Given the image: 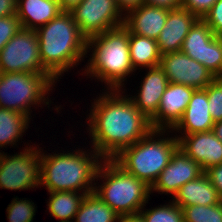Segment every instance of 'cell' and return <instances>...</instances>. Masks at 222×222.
Here are the masks:
<instances>
[{"label": "cell", "instance_id": "6da1fadb", "mask_svg": "<svg viewBox=\"0 0 222 222\" xmlns=\"http://www.w3.org/2000/svg\"><path fill=\"white\" fill-rule=\"evenodd\" d=\"M102 93L93 99L86 128L92 139L90 150L94 149L103 159H113L145 137L152 127L123 89H106Z\"/></svg>", "mask_w": 222, "mask_h": 222}, {"label": "cell", "instance_id": "7a4b0ae2", "mask_svg": "<svg viewBox=\"0 0 222 222\" xmlns=\"http://www.w3.org/2000/svg\"><path fill=\"white\" fill-rule=\"evenodd\" d=\"M43 67L57 80L87 58V38L70 11H63L36 30Z\"/></svg>", "mask_w": 222, "mask_h": 222}, {"label": "cell", "instance_id": "3957f363", "mask_svg": "<svg viewBox=\"0 0 222 222\" xmlns=\"http://www.w3.org/2000/svg\"><path fill=\"white\" fill-rule=\"evenodd\" d=\"M73 151L52 155L41 149L40 187L44 186L48 192H94L96 174L104 159L94 149Z\"/></svg>", "mask_w": 222, "mask_h": 222}, {"label": "cell", "instance_id": "277c9868", "mask_svg": "<svg viewBox=\"0 0 222 222\" xmlns=\"http://www.w3.org/2000/svg\"><path fill=\"white\" fill-rule=\"evenodd\" d=\"M86 48L92 54L83 74L104 82L107 90L123 89L127 76L136 72L130 60L129 30L124 25L88 38Z\"/></svg>", "mask_w": 222, "mask_h": 222}, {"label": "cell", "instance_id": "5b68a950", "mask_svg": "<svg viewBox=\"0 0 222 222\" xmlns=\"http://www.w3.org/2000/svg\"><path fill=\"white\" fill-rule=\"evenodd\" d=\"M168 132L170 134L171 130L152 129L132 146L124 148L113 160L127 173L152 187L179 147V140ZM165 134L168 137H164Z\"/></svg>", "mask_w": 222, "mask_h": 222}, {"label": "cell", "instance_id": "8992f818", "mask_svg": "<svg viewBox=\"0 0 222 222\" xmlns=\"http://www.w3.org/2000/svg\"><path fill=\"white\" fill-rule=\"evenodd\" d=\"M94 194L121 217L138 214L146 206L151 187L136 176L127 173L113 159H104L97 171Z\"/></svg>", "mask_w": 222, "mask_h": 222}, {"label": "cell", "instance_id": "52a82bcc", "mask_svg": "<svg viewBox=\"0 0 222 222\" xmlns=\"http://www.w3.org/2000/svg\"><path fill=\"white\" fill-rule=\"evenodd\" d=\"M54 86L45 74L0 72V107L18 111L32 119V106L48 105L49 108L51 99L47 94Z\"/></svg>", "mask_w": 222, "mask_h": 222}, {"label": "cell", "instance_id": "ba28073f", "mask_svg": "<svg viewBox=\"0 0 222 222\" xmlns=\"http://www.w3.org/2000/svg\"><path fill=\"white\" fill-rule=\"evenodd\" d=\"M40 169L41 148L39 146L29 145L23 149V152L11 156L4 151L0 152V188L11 191L38 188Z\"/></svg>", "mask_w": 222, "mask_h": 222}, {"label": "cell", "instance_id": "9c48e42d", "mask_svg": "<svg viewBox=\"0 0 222 222\" xmlns=\"http://www.w3.org/2000/svg\"><path fill=\"white\" fill-rule=\"evenodd\" d=\"M0 72L45 74L54 84L57 80L43 67L36 31L21 28L0 51ZM56 81V82H55Z\"/></svg>", "mask_w": 222, "mask_h": 222}, {"label": "cell", "instance_id": "30bf717a", "mask_svg": "<svg viewBox=\"0 0 222 222\" xmlns=\"http://www.w3.org/2000/svg\"><path fill=\"white\" fill-rule=\"evenodd\" d=\"M70 13L87 39L120 27L125 20L116 0H82Z\"/></svg>", "mask_w": 222, "mask_h": 222}, {"label": "cell", "instance_id": "8fae6325", "mask_svg": "<svg viewBox=\"0 0 222 222\" xmlns=\"http://www.w3.org/2000/svg\"><path fill=\"white\" fill-rule=\"evenodd\" d=\"M181 52L222 76V36H216L203 19H198L185 37Z\"/></svg>", "mask_w": 222, "mask_h": 222}, {"label": "cell", "instance_id": "7c38bea8", "mask_svg": "<svg viewBox=\"0 0 222 222\" xmlns=\"http://www.w3.org/2000/svg\"><path fill=\"white\" fill-rule=\"evenodd\" d=\"M159 66L169 83L205 89L216 77L202 64L178 51L161 55Z\"/></svg>", "mask_w": 222, "mask_h": 222}, {"label": "cell", "instance_id": "4fadbf2b", "mask_svg": "<svg viewBox=\"0 0 222 222\" xmlns=\"http://www.w3.org/2000/svg\"><path fill=\"white\" fill-rule=\"evenodd\" d=\"M203 173L204 171L200 165L178 147L172 154L168 165L152 185L151 193L155 191L159 194H170L171 197H174L183 185L188 181L195 180Z\"/></svg>", "mask_w": 222, "mask_h": 222}, {"label": "cell", "instance_id": "5bb4252c", "mask_svg": "<svg viewBox=\"0 0 222 222\" xmlns=\"http://www.w3.org/2000/svg\"><path fill=\"white\" fill-rule=\"evenodd\" d=\"M195 88L168 83L161 97L157 114L150 120L152 129L170 130L182 118Z\"/></svg>", "mask_w": 222, "mask_h": 222}, {"label": "cell", "instance_id": "9a60e30c", "mask_svg": "<svg viewBox=\"0 0 222 222\" xmlns=\"http://www.w3.org/2000/svg\"><path fill=\"white\" fill-rule=\"evenodd\" d=\"M175 137L179 140V148L203 171L222 164V141L212 130L179 136L176 133Z\"/></svg>", "mask_w": 222, "mask_h": 222}, {"label": "cell", "instance_id": "2e32d148", "mask_svg": "<svg viewBox=\"0 0 222 222\" xmlns=\"http://www.w3.org/2000/svg\"><path fill=\"white\" fill-rule=\"evenodd\" d=\"M137 94L130 96L136 108L149 120L158 112L161 97L168 85V79L158 65L148 68Z\"/></svg>", "mask_w": 222, "mask_h": 222}, {"label": "cell", "instance_id": "e0dca14e", "mask_svg": "<svg viewBox=\"0 0 222 222\" xmlns=\"http://www.w3.org/2000/svg\"><path fill=\"white\" fill-rule=\"evenodd\" d=\"M198 19L182 7L169 10L167 21L156 40L160 54L180 51L185 37Z\"/></svg>", "mask_w": 222, "mask_h": 222}, {"label": "cell", "instance_id": "ac0fdd59", "mask_svg": "<svg viewBox=\"0 0 222 222\" xmlns=\"http://www.w3.org/2000/svg\"><path fill=\"white\" fill-rule=\"evenodd\" d=\"M208 107L206 90L195 89L182 118L171 131L181 135L211 131L215 122Z\"/></svg>", "mask_w": 222, "mask_h": 222}, {"label": "cell", "instance_id": "d6986e66", "mask_svg": "<svg viewBox=\"0 0 222 222\" xmlns=\"http://www.w3.org/2000/svg\"><path fill=\"white\" fill-rule=\"evenodd\" d=\"M169 13V9L142 4L130 11L124 20V26L132 33L157 40Z\"/></svg>", "mask_w": 222, "mask_h": 222}, {"label": "cell", "instance_id": "ffe728a7", "mask_svg": "<svg viewBox=\"0 0 222 222\" xmlns=\"http://www.w3.org/2000/svg\"><path fill=\"white\" fill-rule=\"evenodd\" d=\"M61 12L58 0H17L16 15L23 29L36 31Z\"/></svg>", "mask_w": 222, "mask_h": 222}, {"label": "cell", "instance_id": "44dd1931", "mask_svg": "<svg viewBox=\"0 0 222 222\" xmlns=\"http://www.w3.org/2000/svg\"><path fill=\"white\" fill-rule=\"evenodd\" d=\"M172 199L181 208L191 205H216L222 202V198L205 173L195 180L188 181Z\"/></svg>", "mask_w": 222, "mask_h": 222}, {"label": "cell", "instance_id": "7402d4cb", "mask_svg": "<svg viewBox=\"0 0 222 222\" xmlns=\"http://www.w3.org/2000/svg\"><path fill=\"white\" fill-rule=\"evenodd\" d=\"M129 51L130 60L134 70L144 67L146 71L150 67L160 64L161 54L158 49L157 41L145 36L132 34L129 31Z\"/></svg>", "mask_w": 222, "mask_h": 222}, {"label": "cell", "instance_id": "603a6c76", "mask_svg": "<svg viewBox=\"0 0 222 222\" xmlns=\"http://www.w3.org/2000/svg\"><path fill=\"white\" fill-rule=\"evenodd\" d=\"M49 195V201H47L49 214L59 222H73L80 204L87 194L75 191H53L49 192Z\"/></svg>", "mask_w": 222, "mask_h": 222}, {"label": "cell", "instance_id": "cb8c5ba5", "mask_svg": "<svg viewBox=\"0 0 222 222\" xmlns=\"http://www.w3.org/2000/svg\"><path fill=\"white\" fill-rule=\"evenodd\" d=\"M31 119L15 110L0 107V148L16 146L28 129Z\"/></svg>", "mask_w": 222, "mask_h": 222}, {"label": "cell", "instance_id": "d4e9b609", "mask_svg": "<svg viewBox=\"0 0 222 222\" xmlns=\"http://www.w3.org/2000/svg\"><path fill=\"white\" fill-rule=\"evenodd\" d=\"M120 218L119 214L93 192L85 195L73 222H120Z\"/></svg>", "mask_w": 222, "mask_h": 222}, {"label": "cell", "instance_id": "484cf974", "mask_svg": "<svg viewBox=\"0 0 222 222\" xmlns=\"http://www.w3.org/2000/svg\"><path fill=\"white\" fill-rule=\"evenodd\" d=\"M139 213L145 222H184L182 208L173 201L151 209L143 207Z\"/></svg>", "mask_w": 222, "mask_h": 222}, {"label": "cell", "instance_id": "4316f807", "mask_svg": "<svg viewBox=\"0 0 222 222\" xmlns=\"http://www.w3.org/2000/svg\"><path fill=\"white\" fill-rule=\"evenodd\" d=\"M184 222H222V202L182 207Z\"/></svg>", "mask_w": 222, "mask_h": 222}, {"label": "cell", "instance_id": "83f0119b", "mask_svg": "<svg viewBox=\"0 0 222 222\" xmlns=\"http://www.w3.org/2000/svg\"><path fill=\"white\" fill-rule=\"evenodd\" d=\"M17 196L6 209L8 222H32L36 213L34 202Z\"/></svg>", "mask_w": 222, "mask_h": 222}, {"label": "cell", "instance_id": "f1b7e54d", "mask_svg": "<svg viewBox=\"0 0 222 222\" xmlns=\"http://www.w3.org/2000/svg\"><path fill=\"white\" fill-rule=\"evenodd\" d=\"M209 112L214 122L222 120V80L216 77L206 88Z\"/></svg>", "mask_w": 222, "mask_h": 222}, {"label": "cell", "instance_id": "f546056e", "mask_svg": "<svg viewBox=\"0 0 222 222\" xmlns=\"http://www.w3.org/2000/svg\"><path fill=\"white\" fill-rule=\"evenodd\" d=\"M21 28L16 14L0 18V51Z\"/></svg>", "mask_w": 222, "mask_h": 222}, {"label": "cell", "instance_id": "4dcf8cb0", "mask_svg": "<svg viewBox=\"0 0 222 222\" xmlns=\"http://www.w3.org/2000/svg\"><path fill=\"white\" fill-rule=\"evenodd\" d=\"M203 20L216 36H222V0H218Z\"/></svg>", "mask_w": 222, "mask_h": 222}, {"label": "cell", "instance_id": "1f68e13d", "mask_svg": "<svg viewBox=\"0 0 222 222\" xmlns=\"http://www.w3.org/2000/svg\"><path fill=\"white\" fill-rule=\"evenodd\" d=\"M218 0H181V7L196 15L199 19L210 11Z\"/></svg>", "mask_w": 222, "mask_h": 222}, {"label": "cell", "instance_id": "d6a6232c", "mask_svg": "<svg viewBox=\"0 0 222 222\" xmlns=\"http://www.w3.org/2000/svg\"><path fill=\"white\" fill-rule=\"evenodd\" d=\"M204 173L222 198V164L209 167Z\"/></svg>", "mask_w": 222, "mask_h": 222}, {"label": "cell", "instance_id": "836d02e7", "mask_svg": "<svg viewBox=\"0 0 222 222\" xmlns=\"http://www.w3.org/2000/svg\"><path fill=\"white\" fill-rule=\"evenodd\" d=\"M116 2L124 16L144 4V0H116Z\"/></svg>", "mask_w": 222, "mask_h": 222}, {"label": "cell", "instance_id": "e575fe53", "mask_svg": "<svg viewBox=\"0 0 222 222\" xmlns=\"http://www.w3.org/2000/svg\"><path fill=\"white\" fill-rule=\"evenodd\" d=\"M144 4L162 7L169 10L181 8V0H144Z\"/></svg>", "mask_w": 222, "mask_h": 222}, {"label": "cell", "instance_id": "d590c367", "mask_svg": "<svg viewBox=\"0 0 222 222\" xmlns=\"http://www.w3.org/2000/svg\"><path fill=\"white\" fill-rule=\"evenodd\" d=\"M17 13V0H0V18Z\"/></svg>", "mask_w": 222, "mask_h": 222}, {"label": "cell", "instance_id": "8d00e7d4", "mask_svg": "<svg viewBox=\"0 0 222 222\" xmlns=\"http://www.w3.org/2000/svg\"><path fill=\"white\" fill-rule=\"evenodd\" d=\"M82 0H58L63 11H71L75 6L79 5Z\"/></svg>", "mask_w": 222, "mask_h": 222}, {"label": "cell", "instance_id": "74e56055", "mask_svg": "<svg viewBox=\"0 0 222 222\" xmlns=\"http://www.w3.org/2000/svg\"><path fill=\"white\" fill-rule=\"evenodd\" d=\"M120 222H145L142 215L140 213L138 214H131L122 216L120 218Z\"/></svg>", "mask_w": 222, "mask_h": 222}, {"label": "cell", "instance_id": "f35d334b", "mask_svg": "<svg viewBox=\"0 0 222 222\" xmlns=\"http://www.w3.org/2000/svg\"><path fill=\"white\" fill-rule=\"evenodd\" d=\"M212 131L222 141V120L214 123Z\"/></svg>", "mask_w": 222, "mask_h": 222}]
</instances>
